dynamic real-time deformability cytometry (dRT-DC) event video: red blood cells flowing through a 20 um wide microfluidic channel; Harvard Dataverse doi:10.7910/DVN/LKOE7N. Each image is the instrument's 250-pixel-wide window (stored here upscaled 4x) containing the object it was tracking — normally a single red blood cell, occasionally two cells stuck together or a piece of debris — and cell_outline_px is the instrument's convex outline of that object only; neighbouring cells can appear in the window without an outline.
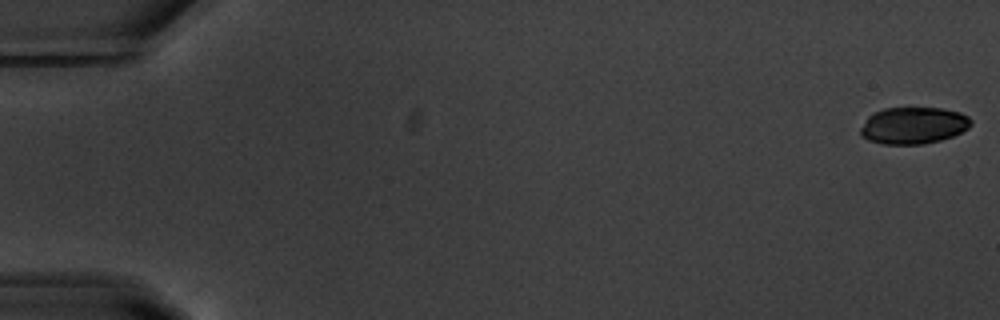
{"species": "common noctule bat (a hibernating species)", "species_latin": "Nyctalus noctula", "temperature_condition": "warm", "stored_images_in_passage": 55, "camera_frame_rate_fps": 3000, "um_per_image_px": 0.085, "animal": {"sex": "male", "body_mass_g": 20.1, "forearm_length_mm": 53.5}, "frame": {"image": 1, "passage_image": 1, "time_ms": 0.0, "image_size_px": [1000, 320], "cell_outline_px": [[972, 124], [968, 128], [952, 136], [940, 140], [924, 144], [884, 144], [868, 140], [860, 136], [860, 128], [868, 116], [884, 108], [940, 108], [960, 112], [968, 116], [972, 120]], "centroid_in_image_um": [77.63, 10.67], "position_along_channel_um": 7.4, "area_um2": 23.7}}
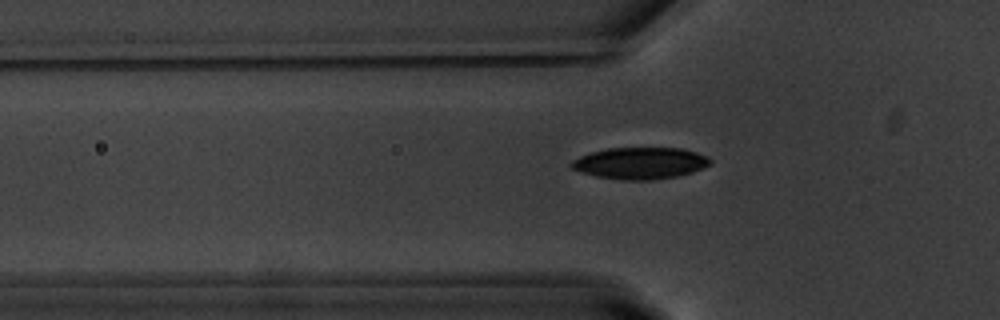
{"frame": {"image": 2, "passage_image": 19, "time_ms": 6.0, "image_size_px": [1000, 320], "cell_outline_px": [[712, 160], [708, 164], [692, 172], [676, 176], [652, 180], [620, 180], [596, 176], [580, 172], [572, 168], [568, 164], [572, 160], [580, 156], [592, 152], [608, 148], [680, 148], [696, 152], [708, 156]], "centroid_in_image_um": [54.37, 13.87], "position_along_channel_um": 71.4, "area_um2": 25.55}}
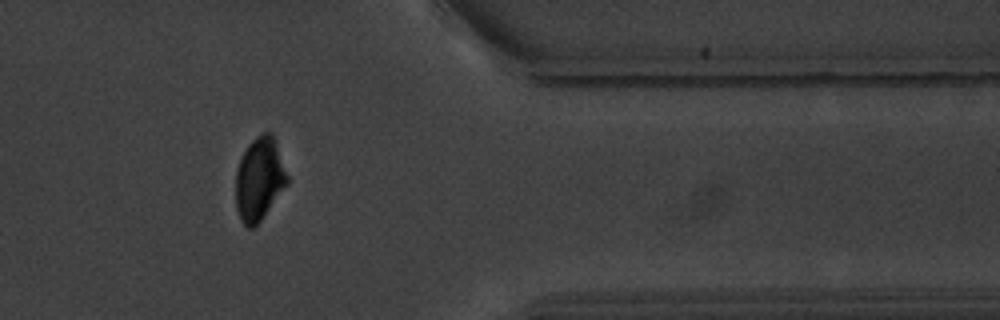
{"frame": {"image": 3, "passage_image": 46, "time_ms": 15.0, "image_size_px": [1000, 320], "cell_outline_px": [[288, 184], [260, 220], [252, 228], [248, 228], [240, 220], [236, 208], [236, 168], [248, 144], [260, 132], [272, 132], [288, 176]], "centroid_in_image_um": [22.04, 15.2], "position_along_channel_um": 389.4, "area_um2": 24.8}, "authors_computed_cell_mechanics": {"area_um2": 25.3164, "velocity_mm_per_s": 3.6993, "shape_relaxation_time_tau1_ms": 2.0805, "shape_relaxation_time_tau2_ms": null, "deformation_change_tau1": 0.1026, "deformation_change_tau2": null}}